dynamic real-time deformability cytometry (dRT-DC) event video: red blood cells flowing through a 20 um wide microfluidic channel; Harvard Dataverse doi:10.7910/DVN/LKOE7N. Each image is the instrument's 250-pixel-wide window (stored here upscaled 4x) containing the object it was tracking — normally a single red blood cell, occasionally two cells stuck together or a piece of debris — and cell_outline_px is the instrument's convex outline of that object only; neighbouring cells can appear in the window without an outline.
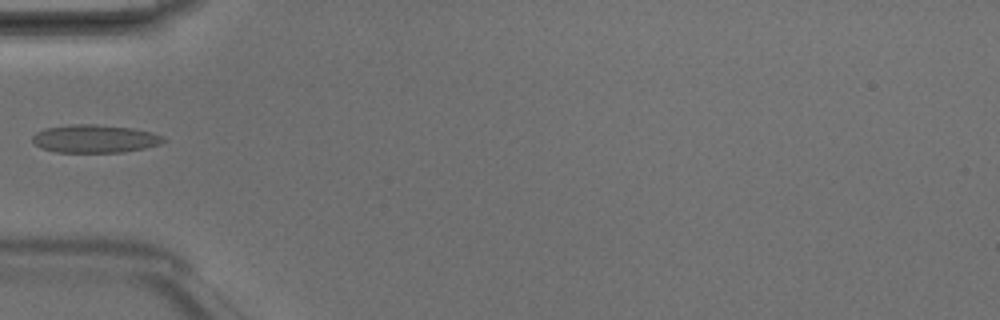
{"species": "Egyptian fruit bat (a non-hibernating species)", "species_latin": "Rousettus aegyptiacus", "temperature_condition": "room temperature", "stored_images_in_passage": 4, "camera_frame_rate_fps": 3000, "um_per_image_px": 0.085, "animal": {"sex": "male"}, "frame": {"image": 1, "passage_image": 4, "time_ms": 1.0, "image_size_px": [1000, 320], "cell_outline_px": [[168, 140], [160, 144], [144, 148], [124, 152], [56, 152], [40, 148], [32, 140], [32, 136], [36, 132], [44, 128], [68, 124], [96, 124], [132, 128], [152, 132]], "centroid_in_image_um": [8.04, 11.78], "position_along_channel_um": 77.0, "area_um2": 21.5}}